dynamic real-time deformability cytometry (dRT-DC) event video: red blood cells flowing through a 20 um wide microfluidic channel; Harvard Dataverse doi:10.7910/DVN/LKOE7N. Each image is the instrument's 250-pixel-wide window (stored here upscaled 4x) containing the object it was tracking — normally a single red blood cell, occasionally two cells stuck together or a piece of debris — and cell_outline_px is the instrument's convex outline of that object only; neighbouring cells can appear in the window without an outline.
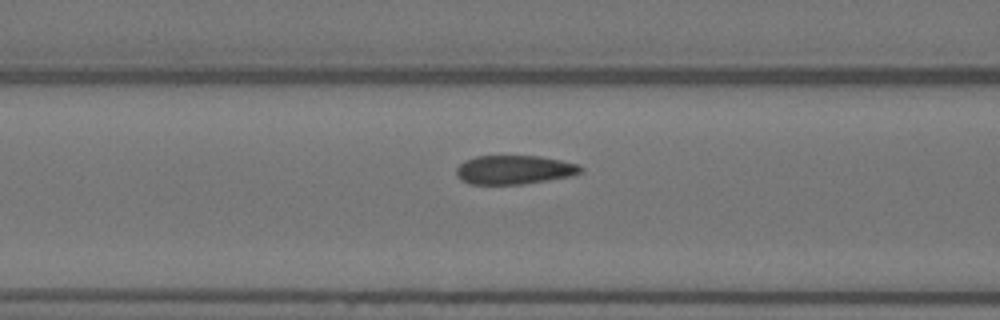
{"species": "Egyptian fruit bat (a non-hibernating species)", "species_latin": "Rousettus aegyptiacus", "temperature_condition": "warm", "stored_images_in_passage": 18, "camera_frame_rate_fps": 3000, "um_per_image_px": 0.085, "animal": {"sex": "female"}, "frame": {"image": 1, "passage_image": 16, "time_ms": 5.0, "image_size_px": [1000, 320], "cell_outline_px": [[584, 168], [580, 172], [568, 176], [548, 180], [524, 184], [468, 184], [460, 180], [456, 176], [456, 168], [464, 160], [476, 156], [540, 156], [560, 160], [576, 164]], "centroid_in_image_um": [43.64, 14.43], "position_along_channel_um": 123.0, "area_um2": 20.92}}